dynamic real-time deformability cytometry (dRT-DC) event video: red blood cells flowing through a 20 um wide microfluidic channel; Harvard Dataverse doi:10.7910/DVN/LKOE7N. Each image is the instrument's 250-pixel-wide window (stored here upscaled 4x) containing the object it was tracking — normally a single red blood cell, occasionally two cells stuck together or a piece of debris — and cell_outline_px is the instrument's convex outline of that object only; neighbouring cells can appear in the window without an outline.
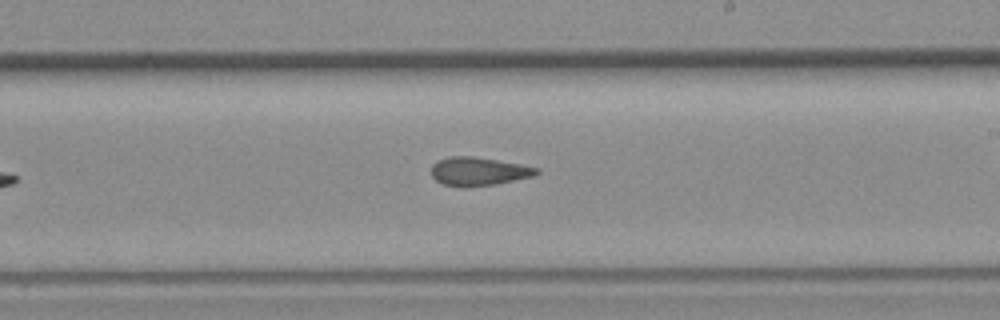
{"species": "common noctule bat (a hibernating species)", "species_latin": "Nyctalus noctula", "temperature_condition": "room temperature", "stored_images_in_passage": 33, "camera_frame_rate_fps": 3000, "um_per_image_px": 0.085, "animal": {"sex": "female", "body_mass_g": 19.3, "forearm_length_mm": 54.1}, "frame": {"image": 1, "passage_image": 19, "time_ms": 6.0, "image_size_px": [1000, 320], "cell_outline_px": [[540, 172], [532, 176], [496, 184], [464, 188], [444, 184], [436, 180], [432, 176], [432, 164], [436, 160], [448, 156], [472, 156], [520, 164], [540, 168]], "centroid_in_image_um": [40.65, 14.57], "position_along_channel_um": 248.3, "area_um2": 17.51}}
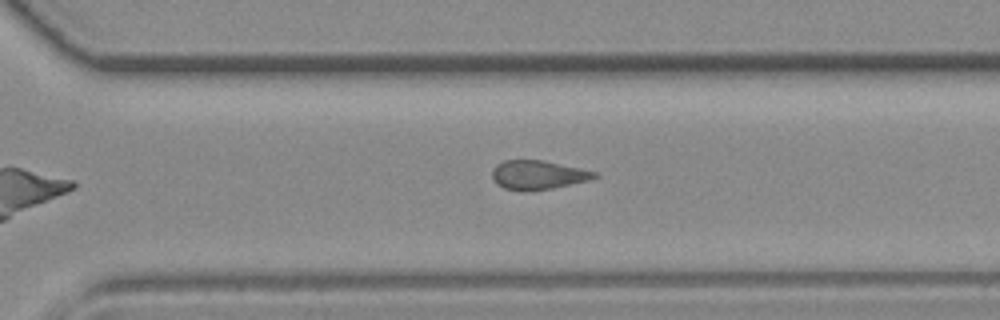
{"frame": {"image": 2, "passage_image": 24, "time_ms": 7.667, "image_size_px": [1000, 320], "cell_outline_px": [[600, 176], [592, 180], [552, 188], [504, 188], [496, 184], [492, 176], [492, 172], [496, 164], [504, 160], [544, 160], [580, 168], [596, 172]], "centroid_in_image_um": [45.78, 14.82], "position_along_channel_um": 324.8, "area_um2": 16.82}}